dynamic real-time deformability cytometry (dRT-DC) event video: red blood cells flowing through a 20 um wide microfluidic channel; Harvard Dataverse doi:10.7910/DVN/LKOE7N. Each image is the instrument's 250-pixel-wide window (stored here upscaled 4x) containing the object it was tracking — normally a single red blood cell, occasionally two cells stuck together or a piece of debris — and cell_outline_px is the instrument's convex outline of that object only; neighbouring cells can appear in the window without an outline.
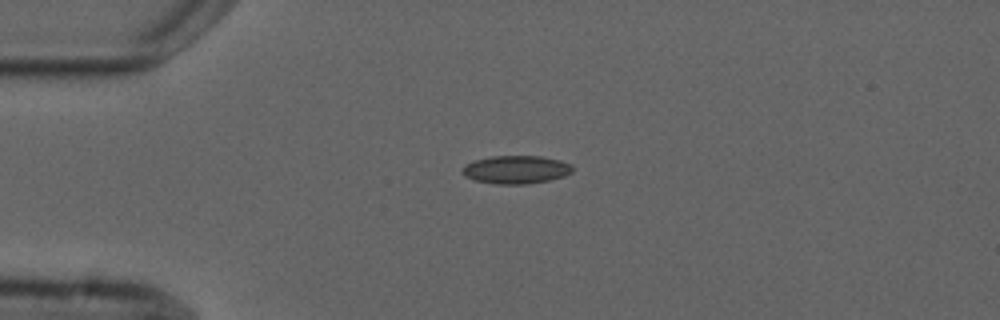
{"species": "common noctule bat (a hibernating species)", "species_latin": "Nyctalus noctula", "temperature_condition": "cold", "stored_images_in_passage": 4, "camera_frame_rate_fps": 3000, "um_per_image_px": 0.085, "animal": {"sex": "male", "forearm_length_mm": 52.5}, "frame": {"image": 1, "passage_image": 3, "time_ms": 2.333, "image_size_px": [1000, 320], "cell_outline_px": [[572, 172], [564, 176], [548, 180], [524, 184], [496, 184], [476, 180], [464, 176], [460, 172], [464, 164], [476, 160], [492, 156], [540, 156], [560, 160], [572, 164]], "centroid_in_image_um": [43.84, 14.41], "position_along_channel_um": 41.2, "area_um2": 18.03}}